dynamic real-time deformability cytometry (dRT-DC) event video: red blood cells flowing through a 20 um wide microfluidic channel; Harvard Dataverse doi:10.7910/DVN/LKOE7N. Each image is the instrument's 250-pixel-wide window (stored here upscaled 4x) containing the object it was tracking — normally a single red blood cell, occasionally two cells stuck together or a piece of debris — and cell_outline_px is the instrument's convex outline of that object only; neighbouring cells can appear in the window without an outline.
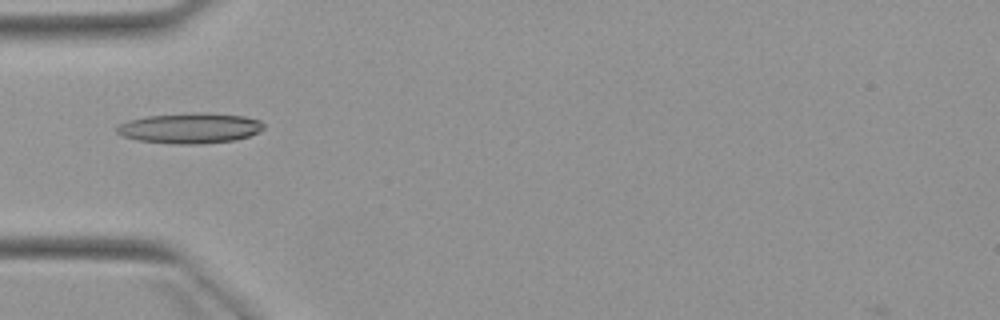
{"species": "Egyptian fruit bat (a non-hibernating species)", "species_latin": "Rousettus aegyptiacus", "temperature_condition": "warm", "stored_images_in_passage": 6, "camera_frame_rate_fps": 3000, "um_per_image_px": 0.085, "animal": {"sex": "female"}, "frame": {"image": 1, "passage_image": 5, "time_ms": 6.333, "image_size_px": [1000, 320], "cell_outline_px": [[264, 128], [248, 136], [236, 140], [200, 144], [172, 144], [136, 140], [120, 136], [116, 132], [116, 124], [128, 120], [148, 116], [196, 112], [208, 112], [244, 116], [260, 120], [264, 124]], "centroid_in_image_um": [16.1, 10.89], "position_along_channel_um": 68.9, "area_um2": 26.36}}
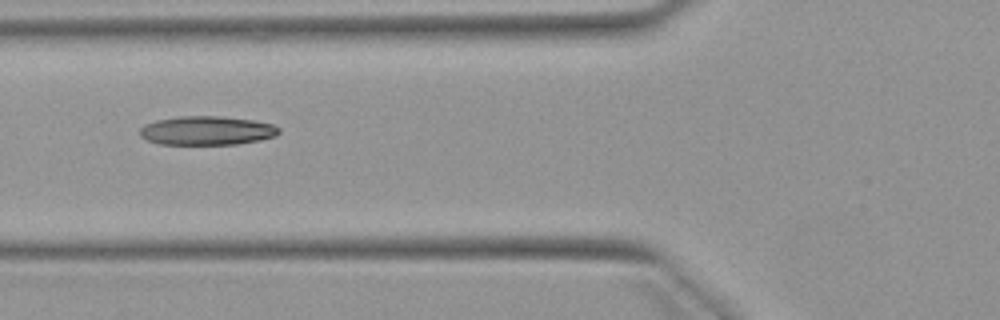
{"frame": {"image": 2, "passage_image": 6, "time_ms": 7.333, "image_size_px": [1000, 320], "cell_outline_px": [[280, 132], [276, 136], [260, 140], [236, 144], [160, 144], [148, 140], [140, 136], [140, 128], [144, 124], [156, 120], [180, 116], [220, 116], [252, 120], [272, 124], [280, 128]], "centroid_in_image_um": [17.58, 11.1], "position_along_channel_um": 108.2, "area_um2": 23.41}}